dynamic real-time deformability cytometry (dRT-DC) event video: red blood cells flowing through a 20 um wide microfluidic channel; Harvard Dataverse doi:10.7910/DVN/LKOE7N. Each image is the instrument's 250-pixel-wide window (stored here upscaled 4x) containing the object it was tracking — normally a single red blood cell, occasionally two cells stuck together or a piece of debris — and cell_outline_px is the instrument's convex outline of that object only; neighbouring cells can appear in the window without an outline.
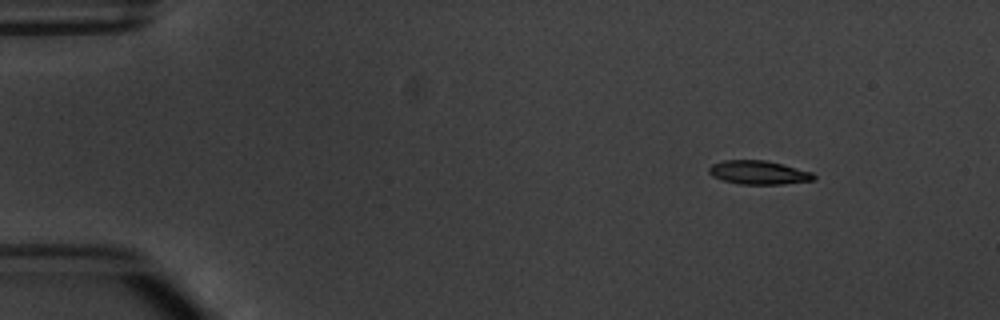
{"species": "common noctule bat (a hibernating species)", "species_latin": "Nyctalus noctula", "temperature_condition": "warm", "stored_images_in_passage": 3, "camera_frame_rate_fps": 3000, "um_per_image_px": 0.085, "animal": {"sex": "male", "body_mass_g": 20.1, "forearm_length_mm": 53.5}, "frame": {"image": 1, "passage_image": 1, "time_ms": 0.0, "image_size_px": [1000, 320], "cell_outline_px": [[816, 180], [784, 184], [740, 184], [724, 180], [712, 176], [708, 172], [708, 168], [712, 164], [724, 160], [764, 160], [812, 172], [816, 176]], "centroid_in_image_um": [64.48, 14.67], "position_along_channel_um": 20.5, "area_um2": 14.39}}
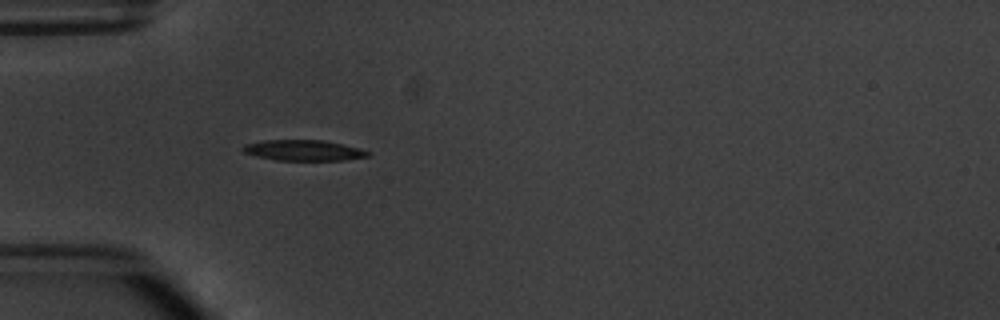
{"frame": {"image": 2, "passage_image": 3, "time_ms": 3.333, "image_size_px": [1000, 320], "cell_outline_px": [[372, 156], [344, 160], [276, 160], [256, 156], [244, 152], [240, 148], [244, 144], [264, 140], [324, 140], [360, 148], [372, 152]], "centroid_in_image_um": [25.83, 12.78], "position_along_channel_um": 59.2, "area_um2": 15.2}}